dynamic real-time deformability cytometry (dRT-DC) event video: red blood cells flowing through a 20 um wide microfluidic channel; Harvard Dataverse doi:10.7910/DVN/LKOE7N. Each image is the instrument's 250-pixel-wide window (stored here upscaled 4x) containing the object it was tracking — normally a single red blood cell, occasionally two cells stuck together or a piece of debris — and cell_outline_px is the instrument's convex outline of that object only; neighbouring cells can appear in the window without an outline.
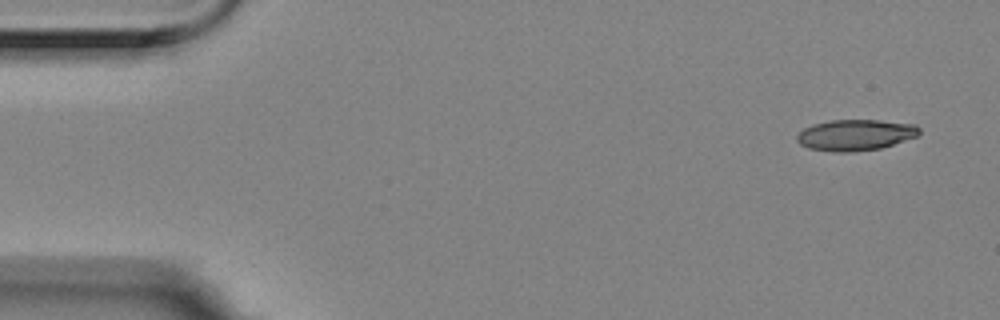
{"species": "Egyptian fruit bat (a non-hibernating species)", "species_latin": "Rousettus aegyptiacus", "temperature_condition": "room temperature", "stored_images_in_passage": 5, "camera_frame_rate_fps": 3000, "um_per_image_px": 0.085, "animal": {"sex": "female"}, "frame": {"image": 1, "passage_image": 1, "time_ms": 0.0, "image_size_px": [1000, 320], "cell_outline_px": [[920, 132], [916, 136], [880, 148], [852, 152], [836, 152], [808, 148], [800, 144], [796, 140], [796, 136], [804, 128], [812, 124], [832, 120], [880, 120], [916, 124], [920, 128]], "centroid_in_image_um": [72.69, 11.46], "position_along_channel_um": 12.3, "area_um2": 22.08}}
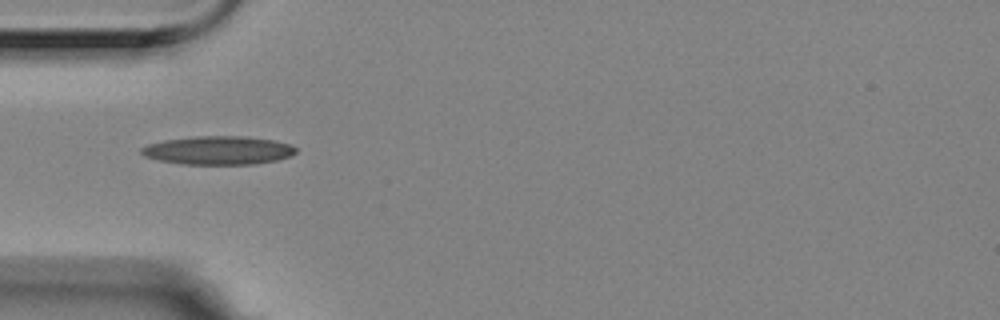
{"frame": {"image": 2, "passage_image": 5, "time_ms": 1.333, "image_size_px": [1000, 320], "cell_outline_px": [[296, 152], [292, 156], [276, 160], [256, 164], [180, 164], [160, 160], [144, 156], [140, 152], [140, 148], [148, 144], [164, 140], [196, 136], [248, 136], [276, 140], [292, 144], [296, 148]], "centroid_in_image_um": [18.59, 12.77], "position_along_channel_um": 66.4, "area_um2": 25.89}}